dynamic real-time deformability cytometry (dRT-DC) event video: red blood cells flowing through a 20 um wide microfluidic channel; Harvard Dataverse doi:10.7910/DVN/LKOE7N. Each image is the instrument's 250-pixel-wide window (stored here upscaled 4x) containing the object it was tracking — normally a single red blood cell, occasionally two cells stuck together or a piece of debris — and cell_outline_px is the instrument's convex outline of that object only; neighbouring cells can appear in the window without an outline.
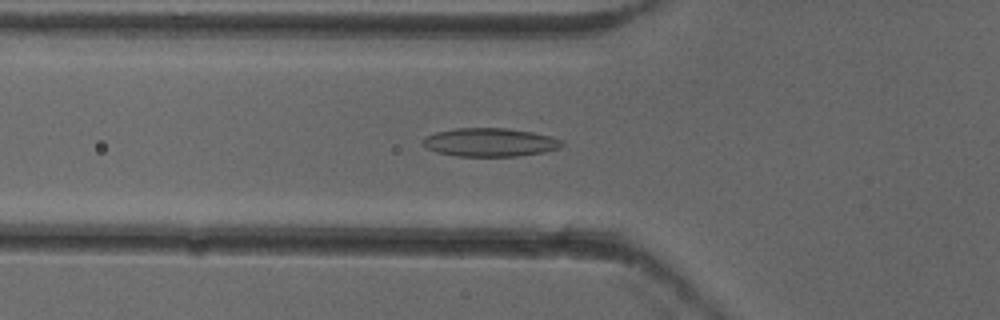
{"species": "common noctule bat (a hibernating species)", "species_latin": "Nyctalus noctula", "temperature_condition": "cold", "stored_images_in_passage": 51, "camera_frame_rate_fps": 3000, "um_per_image_px": 0.085, "animal": {"sex": "female"}, "frame": {"image": 1, "passage_image": 17, "time_ms": 5.333, "image_size_px": [1000, 320], "cell_outline_px": [[564, 144], [560, 148], [544, 152], [516, 156], [456, 156], [436, 152], [428, 148], [424, 144], [424, 136], [436, 132], [456, 128], [508, 128], [532, 132], [552, 136], [564, 140]], "centroid_in_image_um": [41.69, 12.09], "position_along_channel_um": 84.1, "area_um2": 23.12}}
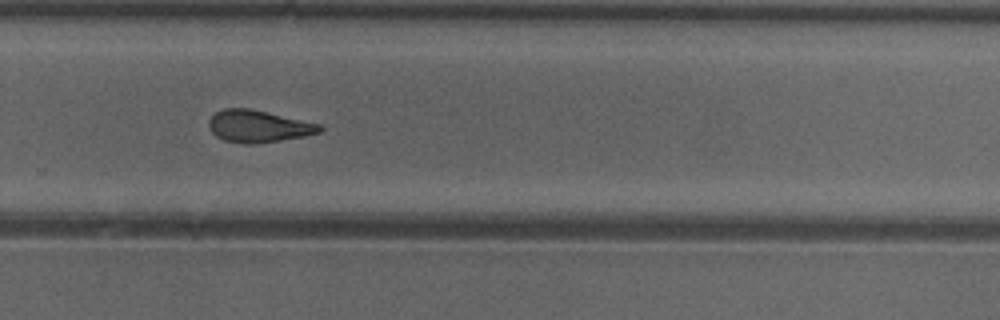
{"frame": {"image": 2, "passage_image": 34, "time_ms": 11.0, "image_size_px": [1000, 320], "cell_outline_px": [[324, 128], [320, 132], [304, 136], [256, 144], [244, 144], [224, 140], [216, 136], [212, 132], [208, 124], [208, 120], [216, 112], [224, 108], [248, 108], [320, 124]], "centroid_in_image_um": [21.94, 10.74], "position_along_channel_um": 307.9, "area_um2": 20.58}}
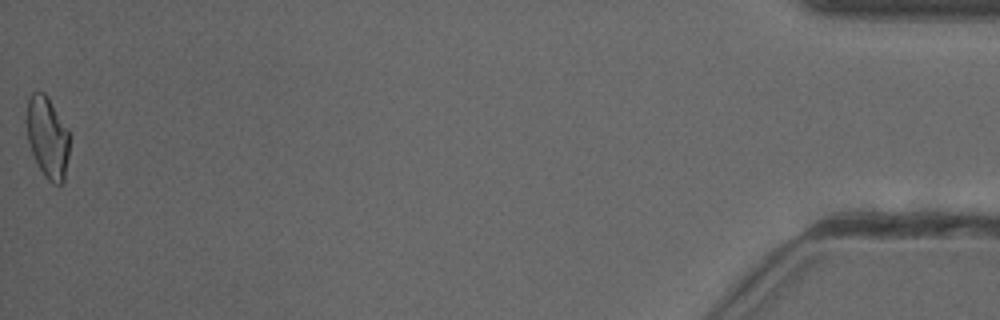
{"frame": {"image": 3, "passage_image": 51, "time_ms": 16.667, "image_size_px": [1000, 320], "cell_outline_px": [[68, 156], [64, 180], [60, 184], [52, 184], [44, 176], [32, 152], [28, 140], [24, 120], [28, 96], [32, 92], [44, 92], [48, 96], [68, 128]], "centroid_in_image_um": [4.0, 11.61], "position_along_channel_um": 431.2, "area_um2": 20.63}, "authors_computed_cell_mechanics": {"area_um2": 21.097, "velocity_mm_per_s": 3.9363, "shape_relaxation_time_tau1_ms": 8.5201, "shape_relaxation_time_tau2_ms": 2.7114, "deformation_change_tau1": 0.1806, "deformation_change_tau2": 0.1015}}